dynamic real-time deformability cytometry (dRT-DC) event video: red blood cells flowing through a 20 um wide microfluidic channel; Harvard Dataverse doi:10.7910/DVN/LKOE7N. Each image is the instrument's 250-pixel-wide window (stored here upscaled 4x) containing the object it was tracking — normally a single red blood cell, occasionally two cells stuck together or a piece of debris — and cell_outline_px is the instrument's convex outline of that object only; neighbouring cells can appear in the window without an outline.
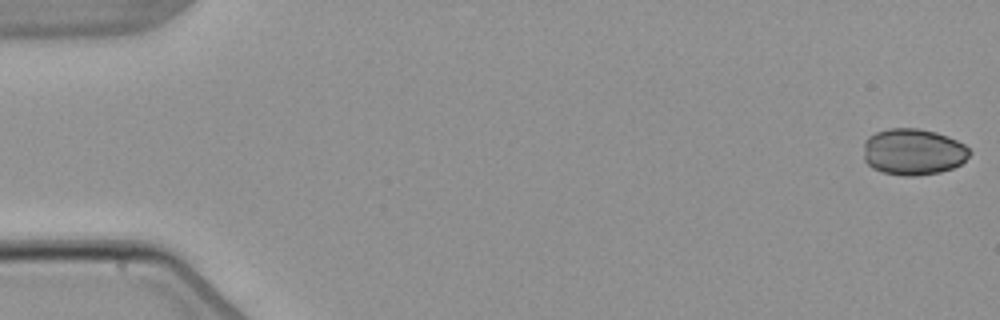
{"species": "common noctule bat (a hibernating species)", "species_latin": "Nyctalus noctula", "temperature_condition": "warm", "stored_images_in_passage": 4, "camera_frame_rate_fps": 3000, "um_per_image_px": 0.085, "animal": {"sex": "male", "body_mass_g": 21.5, "forearm_length_mm": 52.0}, "frame": {"image": 1, "passage_image": 1, "time_ms": 0.0, "image_size_px": [1000, 320], "cell_outline_px": [[972, 152], [960, 164], [952, 168], [940, 172], [916, 176], [904, 176], [880, 172], [872, 168], [864, 160], [864, 140], [868, 136], [876, 132], [888, 128], [920, 128], [936, 132], [948, 136], [964, 144]], "centroid_in_image_um": [77.6, 12.9], "position_along_channel_um": 7.4, "area_um2": 28.96}}
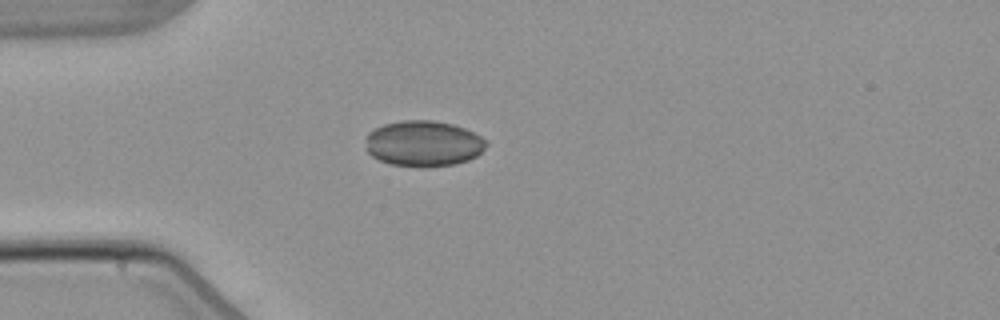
{"frame": {"image": 2, "passage_image": 4, "time_ms": 4.667, "image_size_px": [1000, 320], "cell_outline_px": [[488, 144], [476, 156], [468, 160], [456, 164], [388, 164], [372, 156], [364, 148], [368, 132], [384, 124], [400, 120], [432, 120], [452, 124], [464, 128], [488, 140]], "centroid_in_image_um": [35.98, 12.15], "position_along_channel_um": 49.0, "area_um2": 31.56}}